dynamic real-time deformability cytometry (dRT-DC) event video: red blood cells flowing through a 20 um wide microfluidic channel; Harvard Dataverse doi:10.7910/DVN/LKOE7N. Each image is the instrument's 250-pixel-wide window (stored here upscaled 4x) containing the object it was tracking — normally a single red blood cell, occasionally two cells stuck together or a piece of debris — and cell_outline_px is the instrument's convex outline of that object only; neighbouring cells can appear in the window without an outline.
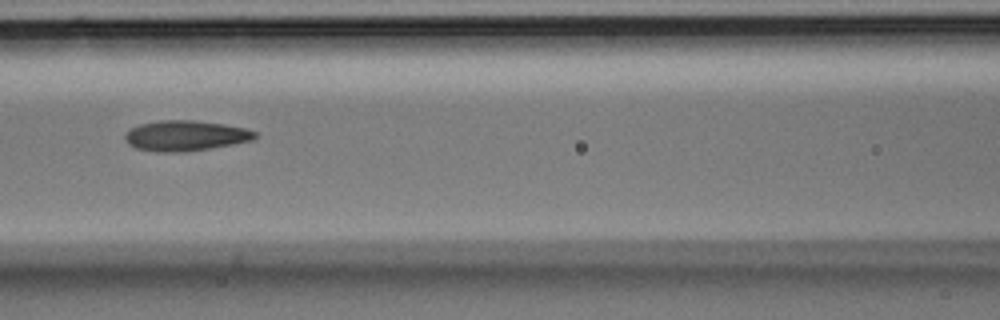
{"species": "Egyptian fruit bat (a non-hibernating species)", "species_latin": "Rousettus aegyptiacus", "temperature_condition": "room temperature", "stored_images_in_passage": 7, "camera_frame_rate_fps": 3000, "um_per_image_px": 0.085, "animal": {"sex": "male"}, "frame": {"image": 1, "passage_image": 6, "time_ms": 1.667, "image_size_px": [1000, 320], "cell_outline_px": [[256, 136], [252, 140], [232, 144], [184, 152], [156, 152], [136, 148], [128, 144], [124, 136], [132, 128], [140, 124], [160, 120], [196, 120], [224, 124], [248, 128], [256, 132]], "centroid_in_image_um": [15.77, 11.53], "position_along_channel_um": 150.8, "area_um2": 22.95}}
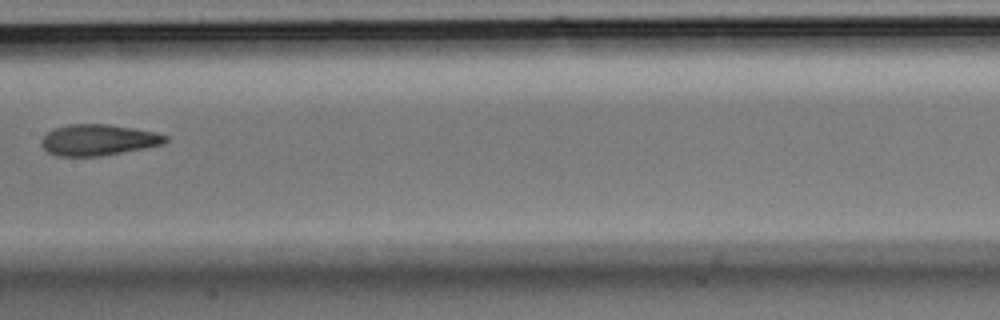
{"frame": {"image": 2, "passage_image": 7, "time_ms": 2.0, "image_size_px": [1000, 320], "cell_outline_px": [[168, 140], [164, 144], [144, 148], [100, 156], [56, 156], [48, 152], [40, 144], [40, 140], [48, 132], [56, 128], [68, 124], [104, 124], [132, 128], [152, 132], [168, 136]], "centroid_in_image_um": [8.32, 11.9], "position_along_channel_um": 199.1, "area_um2": 22.25}}